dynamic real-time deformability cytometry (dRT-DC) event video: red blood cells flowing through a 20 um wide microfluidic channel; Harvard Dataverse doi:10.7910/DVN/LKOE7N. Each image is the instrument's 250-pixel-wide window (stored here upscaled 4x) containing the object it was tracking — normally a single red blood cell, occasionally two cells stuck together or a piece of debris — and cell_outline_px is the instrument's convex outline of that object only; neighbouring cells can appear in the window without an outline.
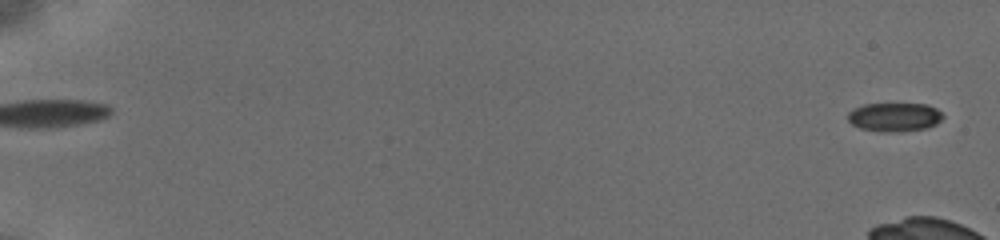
{"species": "common noctule bat (a hibernating species)", "species_latin": "Nyctalus noctula", "temperature_condition": "cold", "stored_images_in_passage": 22, "camera_frame_rate_fps": 3000, "um_per_image_px": 0.085, "animal": {"sex": "female", "body_mass_g": 19.5, "forearm_length_mm": 54.1}, "frame": {"image": 1, "passage_image": 1, "time_ms": 0.0, "image_size_px": [1000, 240], "cell_outline_px": [[944, 116], [936, 124], [928, 128], [896, 132], [880, 132], [860, 128], [852, 124], [848, 120], [848, 112], [852, 108], [864, 104], [928, 104], [936, 108]], "centroid_in_image_um": [76.01, 9.95], "position_along_channel_um": 9.0, "area_um2": 16.07}}